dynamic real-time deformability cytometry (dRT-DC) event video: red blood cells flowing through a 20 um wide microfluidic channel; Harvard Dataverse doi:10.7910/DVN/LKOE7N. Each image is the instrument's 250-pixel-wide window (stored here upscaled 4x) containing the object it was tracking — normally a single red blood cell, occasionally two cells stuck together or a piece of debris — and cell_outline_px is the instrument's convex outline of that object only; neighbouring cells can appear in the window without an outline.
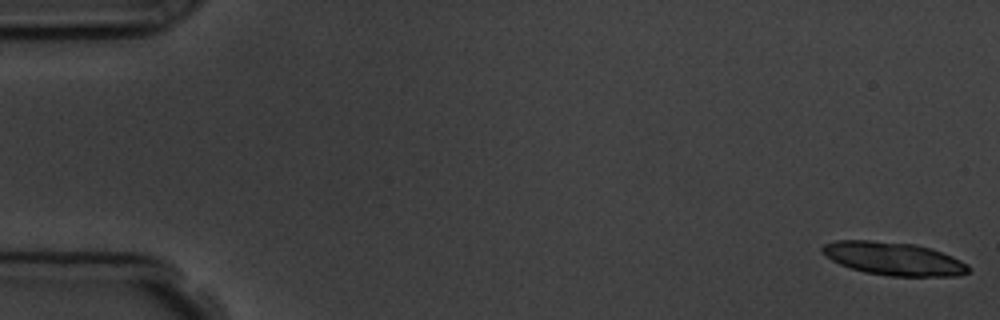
{"species": "common noctule bat (a hibernating species)", "species_latin": "Nyctalus noctula", "temperature_condition": "room temperature", "stored_images_in_passage": 5, "camera_frame_rate_fps": 3000, "um_per_image_px": 0.085, "animal": {"sex": "male", "body_mass_g": 19.5, "forearm_length_mm": 54.6}, "frame": {"image": 1, "passage_image": 1, "time_ms": 0.0, "image_size_px": [1000, 320], "cell_outline_px": [[968, 272], [956, 276], [888, 276], [864, 272], [840, 264], [832, 260], [820, 252], [820, 248], [824, 244], [836, 240], [872, 240], [916, 244], [932, 248], [952, 256], [968, 264]], "centroid_in_image_um": [75.93, 21.97], "position_along_channel_um": 9.1, "area_um2": 28.32}}